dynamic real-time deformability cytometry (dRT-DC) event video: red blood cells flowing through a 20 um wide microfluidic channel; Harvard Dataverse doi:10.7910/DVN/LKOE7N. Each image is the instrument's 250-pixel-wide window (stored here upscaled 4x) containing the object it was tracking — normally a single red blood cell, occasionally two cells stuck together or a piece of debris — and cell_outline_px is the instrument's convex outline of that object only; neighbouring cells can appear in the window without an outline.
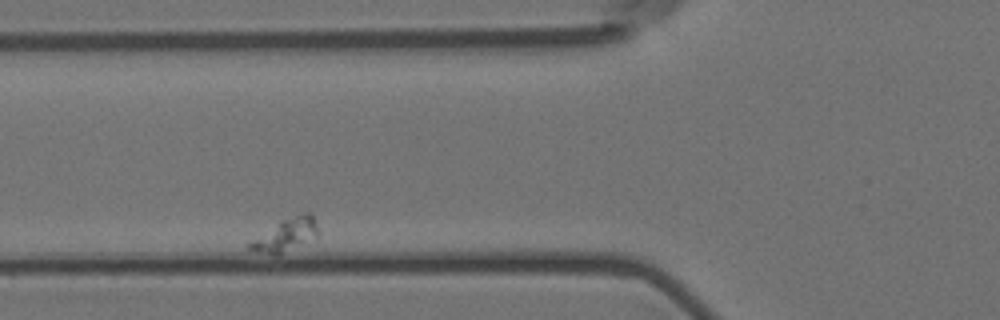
{"species": "Egyptian fruit bat (a non-hibernating species)", "species_latin": "Rousettus aegyptiacus", "temperature_condition": "room temperature", "stored_images_in_passage": 7, "camera_frame_rate_fps": 3000, "um_per_image_px": 0.085, "animal": {"sex": "female"}, "frame": {"image": 1, "passage_image": 2, "time_ms": 0.333, "image_size_px": [1000, 320], "cell_outline_px": [[320, 236], [276, 256], [256, 252], [248, 248], [248, 244], [252, 240], [280, 220], [304, 212], [308, 212], [312, 216], [320, 232]], "centroid_in_image_um": [24.31, 19.98], "position_along_channel_um": 101.5, "area_um2": 13.12}}
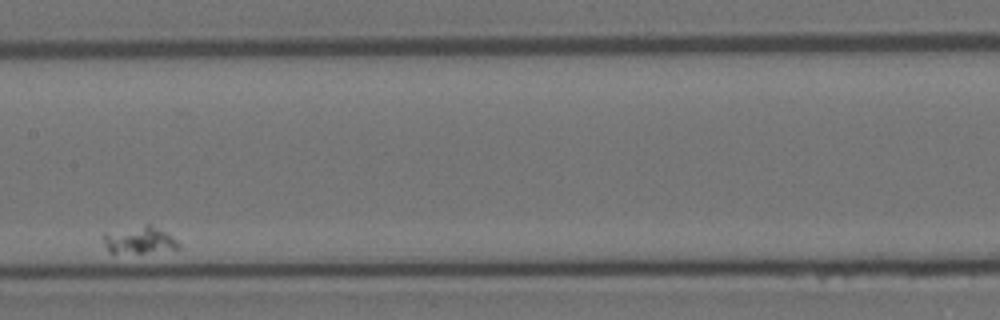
{"frame": {"image": 2, "passage_image": 5, "time_ms": 1.333, "image_size_px": [1000, 320], "cell_outline_px": [[180, 248], [144, 252], [108, 252], [104, 244], [104, 232], [144, 224], [148, 224], [172, 236], [180, 244]], "centroid_in_image_um": [11.81, 20.38], "position_along_channel_um": 195.6, "area_um2": 11.62}}
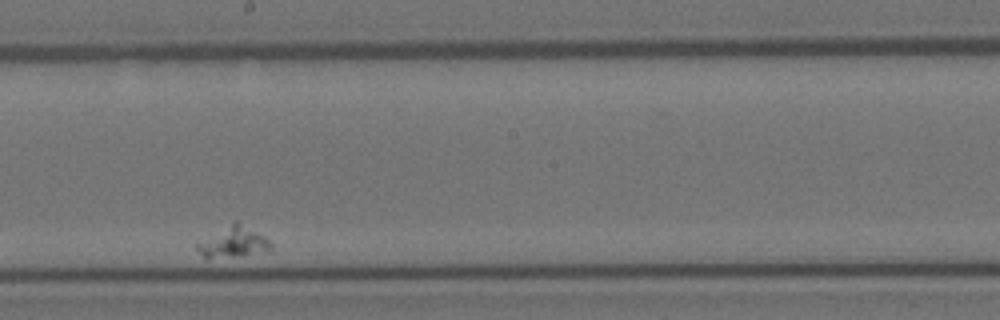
{"frame": {"image": 3, "passage_image": 6, "time_ms": 1.667, "image_size_px": [1000, 320], "cell_outline_px": [[272, 248], [240, 256], [204, 256], [196, 248], [196, 244], [236, 220], [264, 236], [272, 244]], "centroid_in_image_um": [19.86, 20.55], "position_along_channel_um": 228.3, "area_um2": 12.37}}